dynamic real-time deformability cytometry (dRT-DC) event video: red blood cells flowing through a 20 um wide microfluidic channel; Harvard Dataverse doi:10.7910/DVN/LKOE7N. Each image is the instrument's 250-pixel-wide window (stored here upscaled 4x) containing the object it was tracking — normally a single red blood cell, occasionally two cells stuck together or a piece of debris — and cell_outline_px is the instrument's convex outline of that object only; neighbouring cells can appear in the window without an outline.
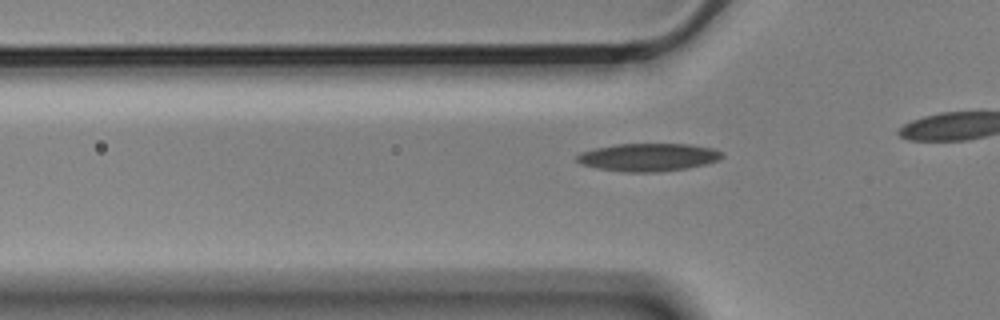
{"species": "Egyptian fruit bat (a non-hibernating species)", "species_latin": "Rousettus aegyptiacus", "temperature_condition": "cold", "stored_images_in_passage": 34, "camera_frame_rate_fps": 3000, "um_per_image_px": 0.085, "animal": {"sex": "male"}, "frame": {"image": 1, "passage_image": 7, "time_ms": 2.0, "image_size_px": [1000, 320], "cell_outline_px": [[724, 156], [720, 160], [688, 168], [656, 172], [624, 172], [596, 168], [580, 164], [576, 160], [576, 156], [580, 152], [596, 148], [616, 144], [688, 144], [712, 148], [720, 152]], "centroid_in_image_um": [55.08, 13.37], "position_along_channel_um": 70.7, "area_um2": 23.58}}
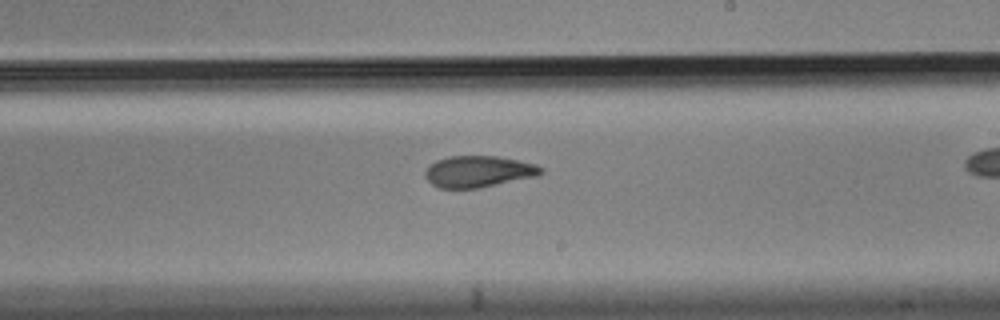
{"frame": {"image": 2, "passage_image": 22, "time_ms": 7.0, "image_size_px": [1000, 320], "cell_outline_px": [[544, 172], [536, 176], [480, 188], [440, 188], [432, 184], [424, 176], [424, 172], [436, 160], [448, 156], [496, 156], [536, 164], [544, 168]], "centroid_in_image_um": [40.67, 14.58], "position_along_channel_um": 248.3, "area_um2": 21.15}}
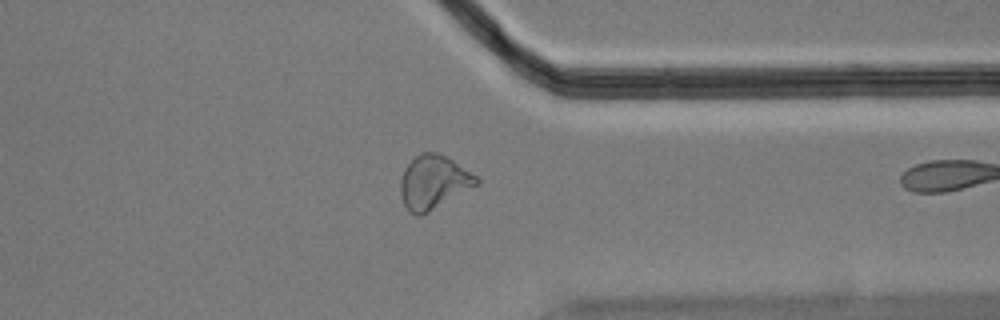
{"frame": {"image": 3, "passage_image": 33, "time_ms": 10.667, "image_size_px": [1000, 320], "cell_outline_px": [[480, 184], [428, 212], [420, 216], [416, 216], [408, 212], [404, 204], [400, 192], [400, 180], [404, 168], [420, 152], [436, 152], [452, 160], [476, 176], [480, 180]], "centroid_in_image_um": [36.83, 15.5], "position_along_channel_um": 374.6, "area_um2": 23.7}}